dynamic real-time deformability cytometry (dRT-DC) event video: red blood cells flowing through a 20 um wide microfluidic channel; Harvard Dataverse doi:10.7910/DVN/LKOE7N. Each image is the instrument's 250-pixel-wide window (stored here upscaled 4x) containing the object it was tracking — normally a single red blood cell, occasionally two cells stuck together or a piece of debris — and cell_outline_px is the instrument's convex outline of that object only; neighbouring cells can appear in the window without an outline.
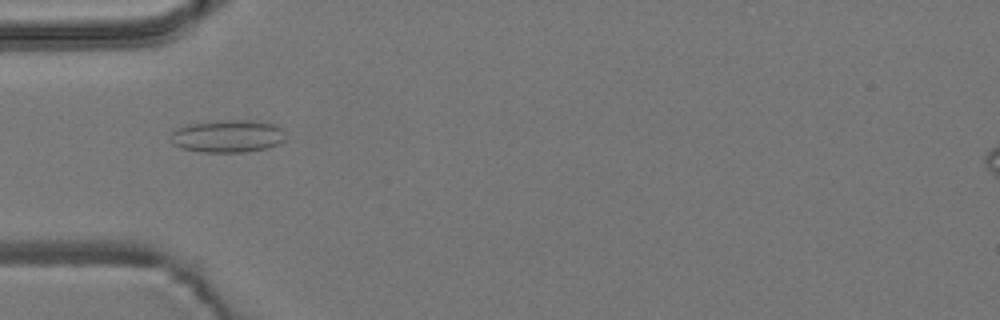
{"species": "common noctule bat (a hibernating species)", "species_latin": "Nyctalus noctula", "temperature_condition": "room temperature", "stored_images_in_passage": 5, "camera_frame_rate_fps": 3000, "um_per_image_px": 0.085, "animal": {"sex": "male", "body_mass_g": 19.2, "forearm_length_mm": 51.8}, "frame": {"image": 1, "passage_image": 3, "time_ms": 2.333, "image_size_px": [1000, 320], "cell_outline_px": [[284, 140], [280, 144], [268, 148], [244, 152], [204, 152], [184, 148], [172, 144], [168, 136], [176, 128], [188, 124], [216, 120], [252, 120], [276, 124], [280, 128]], "centroid_in_image_um": [19.32, 11.56], "position_along_channel_um": 65.7, "area_um2": 21.96}}
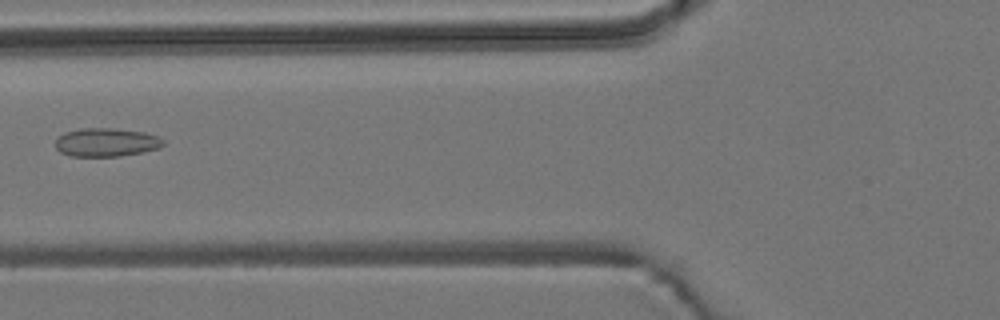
{"frame": {"image": 2, "passage_image": 4, "time_ms": 3.667, "image_size_px": [1000, 320], "cell_outline_px": [[164, 144], [160, 148], [120, 156], [68, 156], [60, 152], [56, 148], [56, 140], [64, 132], [80, 128], [112, 128], [144, 132], [156, 136], [164, 140]], "centroid_in_image_um": [9.01, 12.09], "position_along_channel_um": 116.8, "area_um2": 17.86}}
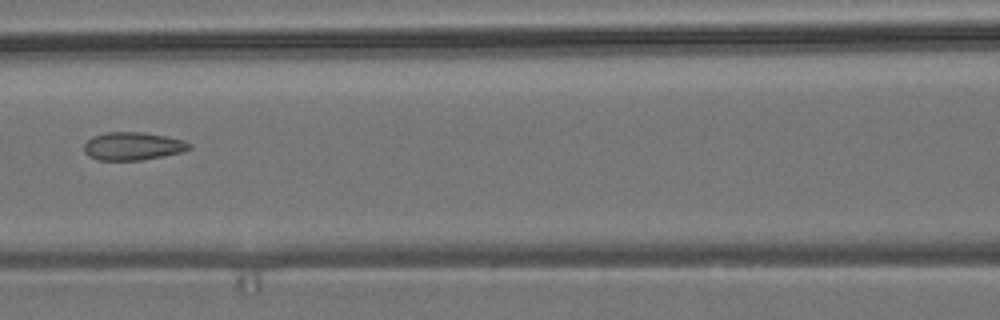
{"frame": {"image": 3, "passage_image": 5, "time_ms": 4.667, "image_size_px": [1000, 320], "cell_outline_px": [[192, 148], [180, 152], [164, 156], [140, 160], [96, 160], [88, 156], [84, 152], [84, 144], [92, 136], [104, 132], [140, 132], [164, 136], [184, 140], [192, 144]], "centroid_in_image_um": [11.26, 12.42], "position_along_channel_um": 155.3, "area_um2": 17.22}}